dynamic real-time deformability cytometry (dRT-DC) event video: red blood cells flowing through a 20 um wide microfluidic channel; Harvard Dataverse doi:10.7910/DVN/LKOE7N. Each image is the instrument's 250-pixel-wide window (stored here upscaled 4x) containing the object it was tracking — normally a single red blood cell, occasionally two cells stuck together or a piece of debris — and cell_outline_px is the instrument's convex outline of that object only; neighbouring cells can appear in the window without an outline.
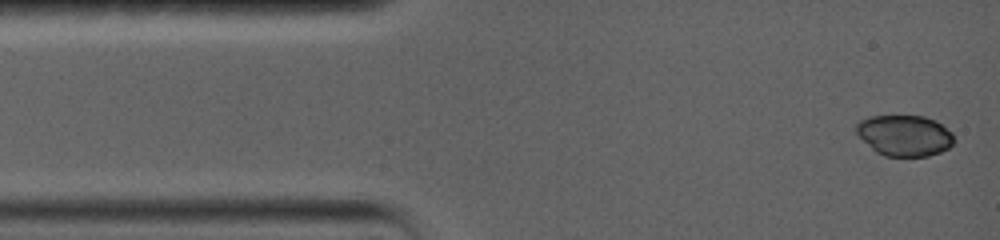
{"species": "common noctule bat (a hibernating species)", "species_latin": "Nyctalus noctula", "temperature_condition": "warm", "stored_images_in_passage": 23, "camera_frame_rate_fps": 5000, "um_per_image_px": 0.085, "animal": {"sex": "female", "body_mass_g": 19.0, "forearm_length_mm": 56.7}, "frame": {"image": 1, "passage_image": 1, "time_ms": 0.0, "image_size_px": [1000, 240], "cell_outline_px": [[956, 140], [948, 148], [940, 152], [928, 156], [884, 156], [876, 152], [856, 132], [856, 124], [860, 120], [868, 116], [924, 116], [936, 120], [952, 132]], "centroid_in_image_um": [76.91, 11.51], "position_along_channel_um": 8.1, "area_um2": 23.35}}
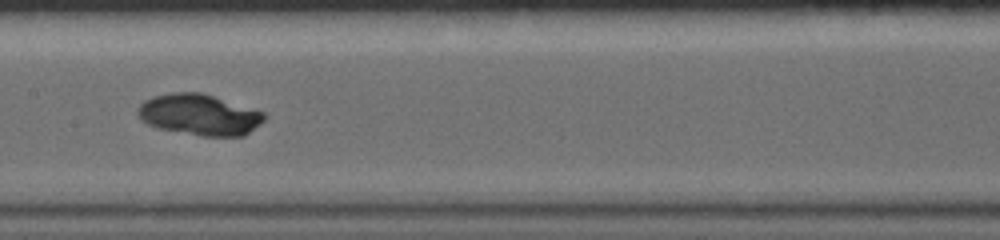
{"frame": {"image": 2, "passage_image": 14, "time_ms": 7.2, "image_size_px": [1000, 240], "cell_outline_px": [[268, 116], [260, 124], [244, 136], [204, 136], [156, 128], [140, 120], [136, 112], [136, 108], [144, 100], [152, 96], [172, 92], [204, 92], [264, 112]], "centroid_in_image_um": [16.93, 9.73], "position_along_channel_um": 190.5, "area_um2": 30.69}}
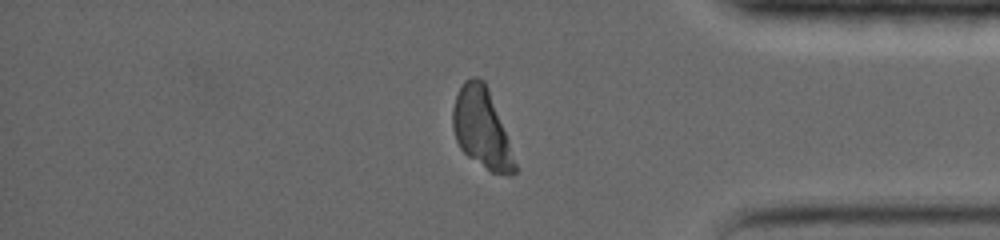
{"frame": {"image": 3, "passage_image": 23, "time_ms": 13.4, "image_size_px": [1000, 240], "cell_outline_px": [[516, 172], [512, 176], [508, 176], [492, 172], [468, 156], [460, 148], [456, 140], [452, 128], [452, 108], [456, 96], [464, 80], [472, 76], [476, 76], [484, 80], [508, 140], [516, 164]], "centroid_in_image_um": [40.91, 10.91], "position_along_channel_um": 394.3, "area_um2": 28.38}, "authors_computed_cell_mechanics": {"area_um2": 29.2468, "velocity_mm_per_s": 3.5486, "shape_relaxation_time_tau1_ms": 3.1099, "shape_relaxation_time_tau2_ms": null, "deformation_change_tau1": 0.0686, "deformation_change_tau2": null}}